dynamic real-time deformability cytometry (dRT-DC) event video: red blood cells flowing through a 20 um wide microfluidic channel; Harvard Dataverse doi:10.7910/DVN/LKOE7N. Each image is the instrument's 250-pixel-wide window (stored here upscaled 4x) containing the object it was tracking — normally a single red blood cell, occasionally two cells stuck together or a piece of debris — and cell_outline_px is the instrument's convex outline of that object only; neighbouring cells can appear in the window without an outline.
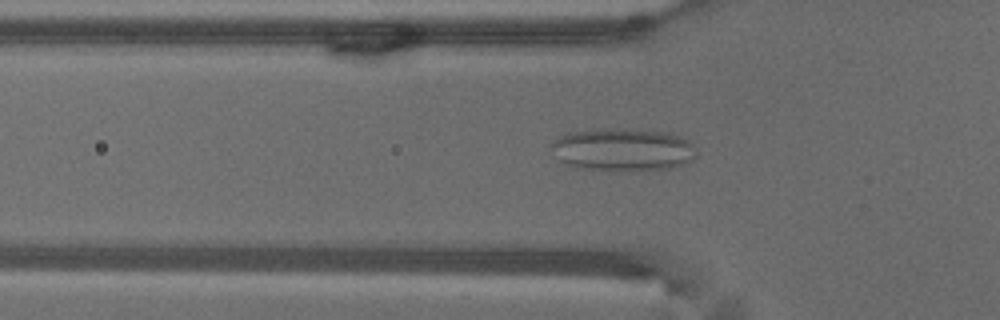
{"species": "common noctule bat (a hibernating species)", "species_latin": "Nyctalus noctula", "temperature_condition": "warm", "stored_images_in_passage": 53, "camera_frame_rate_fps": 3000, "um_per_image_px": 0.085, "animal": {"sex": "male", "body_mass_g": 18.8}, "frame": {"image": 1, "passage_image": 17, "time_ms": 5.333, "image_size_px": [1000, 320], "cell_outline_px": [[696, 156], [692, 160], [684, 164], [672, 168], [576, 168], [560, 160], [548, 144], [560, 136], [568, 132], [608, 128], [668, 132], [680, 136], [688, 140], [696, 148]], "centroid_in_image_um": [52.95, 12.67], "position_along_channel_um": 72.9, "area_um2": 35.26}}
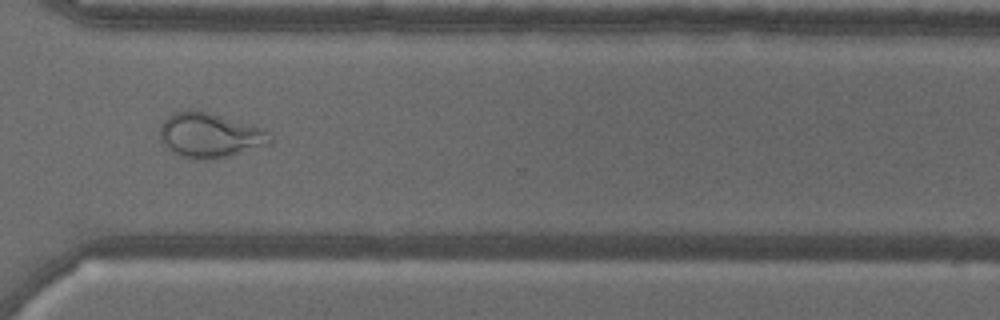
{"frame": {"image": 2, "passage_image": 39, "time_ms": 12.667, "image_size_px": [1000, 320], "cell_outline_px": [[272, 144], [228, 156], [212, 160], [192, 160], [180, 156], [172, 152], [160, 140], [160, 124], [168, 116], [176, 112], [208, 112], [264, 128], [272, 136]], "centroid_in_image_um": [17.86, 11.54], "position_along_channel_um": 352.7, "area_um2": 28.73}}
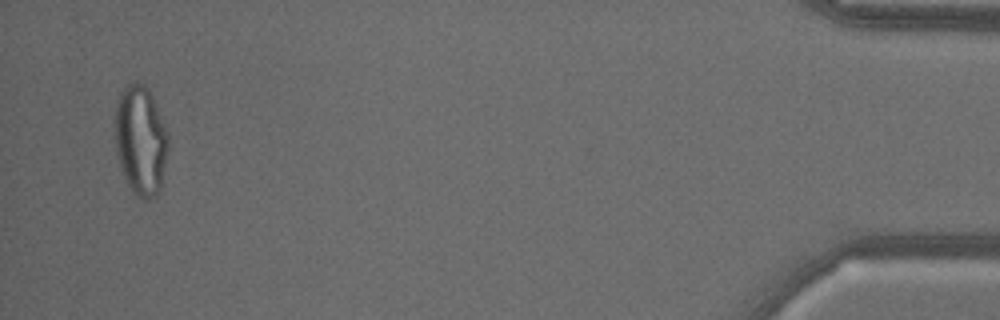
{"frame": {"image": 3, "passage_image": 51, "time_ms": 16.667, "image_size_px": [1000, 320], "cell_outline_px": [[168, 152], [160, 188], [156, 196], [148, 200], [144, 200], [136, 196], [132, 192], [124, 176], [116, 152], [116, 100], [120, 92], [132, 80], [136, 80], [144, 84], [148, 88], [152, 96], [168, 132]], "centroid_in_image_um": [11.97, 11.92], "position_along_channel_um": 423.2, "area_um2": 34.16}}